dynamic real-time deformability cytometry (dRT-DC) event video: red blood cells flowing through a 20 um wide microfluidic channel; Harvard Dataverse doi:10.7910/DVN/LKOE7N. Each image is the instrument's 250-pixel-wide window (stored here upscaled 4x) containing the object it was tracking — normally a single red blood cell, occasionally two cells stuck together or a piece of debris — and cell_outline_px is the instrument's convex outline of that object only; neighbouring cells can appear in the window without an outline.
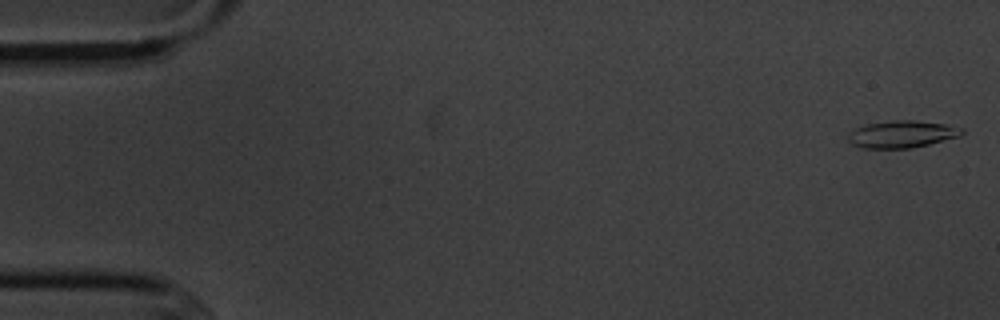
{"species": "common noctule bat (a hibernating species)", "species_latin": "Nyctalus noctula", "temperature_condition": "cold", "stored_images_in_passage": 5, "camera_frame_rate_fps": 3000, "um_per_image_px": 0.085, "animal": {"sex": "male", "body_mass_g": 20.1, "forearm_length_mm": 53.5}, "frame": {"image": 1, "passage_image": 1, "time_ms": 0.0, "image_size_px": [1000, 320], "cell_outline_px": [[964, 132], [960, 136], [912, 148], [860, 148], [852, 144], [848, 140], [848, 132], [864, 124], [896, 120], [912, 120], [944, 124], [964, 128]], "centroid_in_image_um": [76.63, 11.4], "position_along_channel_um": 8.4, "area_um2": 17.98}}